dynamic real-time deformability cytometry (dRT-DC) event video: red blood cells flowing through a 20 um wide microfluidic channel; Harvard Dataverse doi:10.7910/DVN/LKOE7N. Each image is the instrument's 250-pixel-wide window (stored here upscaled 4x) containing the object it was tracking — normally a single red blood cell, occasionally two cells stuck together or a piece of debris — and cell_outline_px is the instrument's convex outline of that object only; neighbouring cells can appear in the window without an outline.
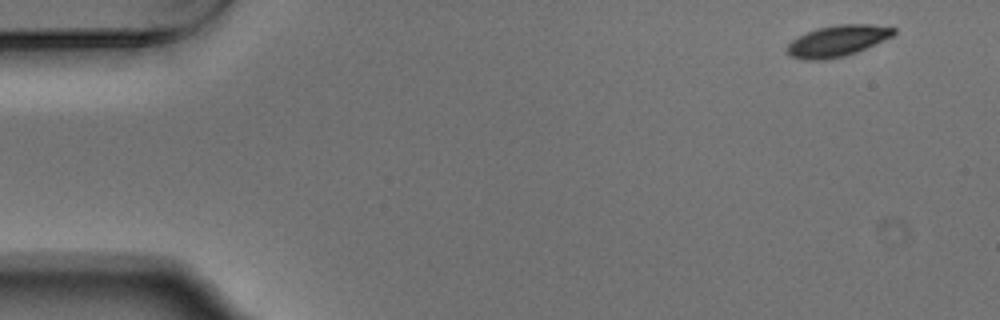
{"species": "Egyptian fruit bat (a non-hibernating species)", "species_latin": "Rousettus aegyptiacus", "temperature_condition": "warm", "stored_images_in_passage": 52, "camera_frame_rate_fps": 3000, "um_per_image_px": 0.085, "animal": {"sex": "male"}, "frame": {"image": 1, "passage_image": 1, "time_ms": 0.0, "image_size_px": [1000, 320], "cell_outline_px": [[896, 32], [892, 36], [856, 52], [844, 56], [824, 60], [804, 60], [792, 56], [784, 48], [792, 40], [816, 28], [836, 24], [872, 24], [896, 28]], "centroid_in_image_um": [71.17, 3.47], "position_along_channel_um": 13.8, "area_um2": 19.25}}
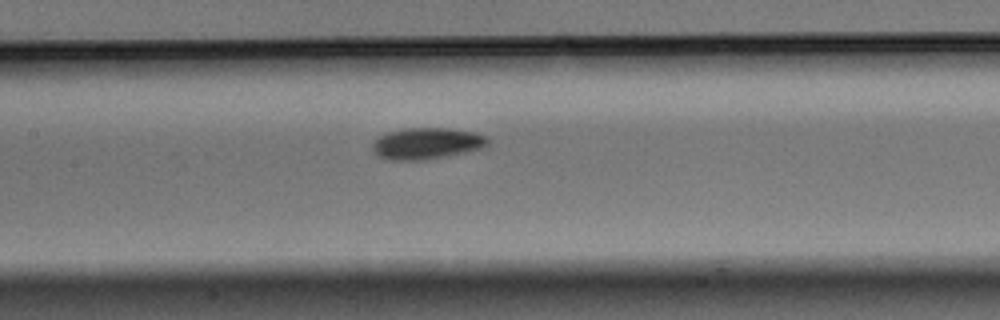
{"frame": {"image": 2, "passage_image": 23, "time_ms": 7.333, "image_size_px": [1000, 320], "cell_outline_px": [[488, 148], [424, 160], [384, 160], [376, 156], [372, 152], [372, 144], [384, 132], [404, 128], [448, 128], [472, 132], [488, 136]], "centroid_in_image_um": [36.25, 12.2], "position_along_channel_um": 171.1, "area_um2": 21.56}}
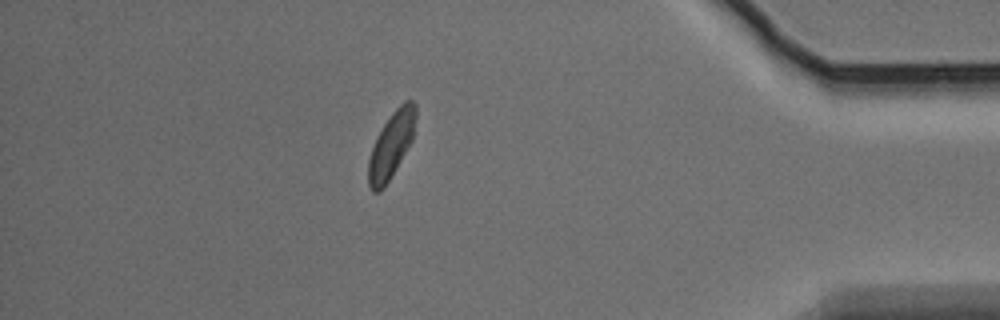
{"frame": {"image": 3, "passage_image": 45, "time_ms": 14.667, "image_size_px": [1000, 320], "cell_outline_px": [[416, 116], [412, 140], [388, 180], [380, 192], [372, 192], [368, 184], [368, 160], [376, 136], [392, 112], [404, 100], [412, 100], [416, 104]], "centroid_in_image_um": [33.25, 12.3], "position_along_channel_um": 402.0, "area_um2": 17.92}, "authors_computed_cell_mechanics": {"area_um2": 19.6231, "velocity_mm_per_s": 3.6988, "shape_relaxation_time_tau1_ms": 1.9839, "shape_relaxation_time_tau2_ms": null, "deformation_change_tau1": 0.0915, "deformation_change_tau2": null}}